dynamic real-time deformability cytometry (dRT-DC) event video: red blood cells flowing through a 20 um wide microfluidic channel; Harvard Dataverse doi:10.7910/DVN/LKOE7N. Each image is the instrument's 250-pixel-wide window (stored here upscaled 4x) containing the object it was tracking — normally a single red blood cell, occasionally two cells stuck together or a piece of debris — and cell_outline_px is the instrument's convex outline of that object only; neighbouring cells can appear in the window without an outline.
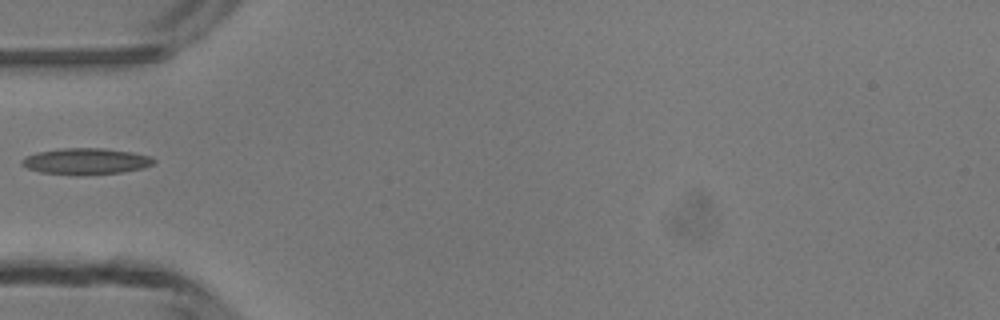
{"species": "common noctule bat (a hibernating species)", "species_latin": "Nyctalus noctula", "temperature_condition": "room temperature", "stored_images_in_passage": 1, "camera_frame_rate_fps": 3000, "um_per_image_px": 0.085, "animal": {"sex": "male", "body_mass_g": 13.3}, "frame": {"image": 1, "passage_image": 1, "time_ms": 0.0, "image_size_px": [1000, 320], "cell_outline_px": [[156, 160], [152, 164], [144, 168], [120, 172], [76, 176], [40, 172], [28, 168], [20, 164], [20, 160], [24, 156], [36, 152], [60, 148], [104, 148], [132, 152], [152, 156]], "centroid_in_image_um": [7.27, 13.71], "position_along_channel_um": 77.7, "area_um2": 20.52}}